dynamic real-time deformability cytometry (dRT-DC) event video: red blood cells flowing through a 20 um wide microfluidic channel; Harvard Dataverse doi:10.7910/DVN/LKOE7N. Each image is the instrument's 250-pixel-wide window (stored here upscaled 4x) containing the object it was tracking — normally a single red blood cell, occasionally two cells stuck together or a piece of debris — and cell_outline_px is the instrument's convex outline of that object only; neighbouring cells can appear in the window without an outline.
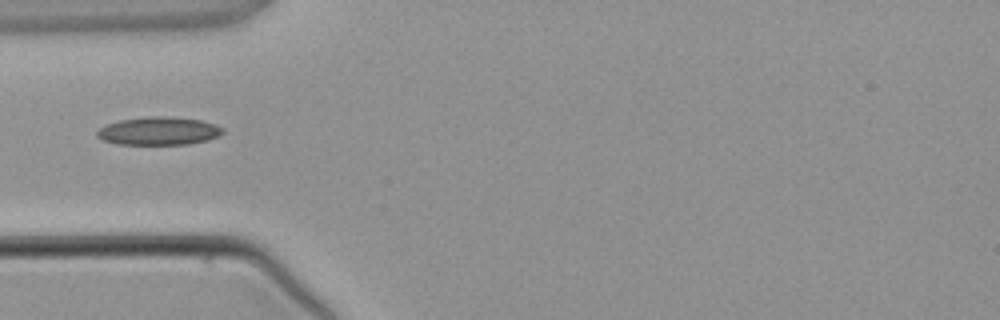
{"species": "common noctule bat (a hibernating species)", "species_latin": "Nyctalus noctula", "temperature_condition": "warm", "stored_images_in_passage": 3, "camera_frame_rate_fps": 3000, "um_per_image_px": 0.085, "animal": {"sex": "male", "body_mass_g": 21.5, "forearm_length_mm": 52.0}, "frame": {"image": 1, "passage_image": 3, "time_ms": 2.333, "image_size_px": [1000, 320], "cell_outline_px": [[224, 132], [220, 136], [208, 140], [188, 144], [120, 144], [104, 140], [96, 136], [96, 132], [100, 128], [108, 124], [120, 120], [152, 116], [172, 116], [200, 120], [216, 124], [224, 128]], "centroid_in_image_um": [13.55, 11.13], "position_along_channel_um": 71.4, "area_um2": 20.58}}